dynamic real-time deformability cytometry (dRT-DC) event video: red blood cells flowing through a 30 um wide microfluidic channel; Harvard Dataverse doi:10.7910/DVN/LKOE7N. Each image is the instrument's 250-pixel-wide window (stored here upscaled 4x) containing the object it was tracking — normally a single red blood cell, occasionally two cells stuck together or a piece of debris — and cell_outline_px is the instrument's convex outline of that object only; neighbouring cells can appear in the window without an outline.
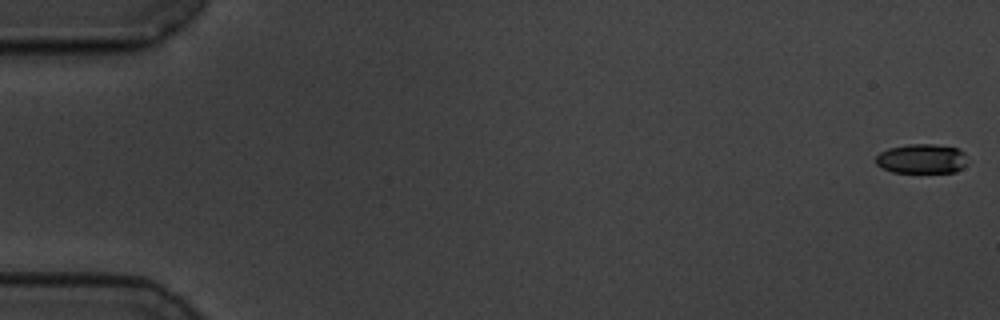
{"species": "common noctule bat (a hibernating species)", "species_latin": "Nyctalus noctula", "temperature_condition": "cold", "stored_images_in_passage": 58, "camera_frame_rate_fps": 3000, "um_per_image_px": 0.085, "animal": {"sex": "male", "body_mass_g": 19.5, "forearm_length_mm": 54.6}, "frame": {"image": 1, "passage_image": 1, "time_ms": 0.0, "image_size_px": [1000, 320], "cell_outline_px": [[964, 164], [956, 172], [892, 172], [876, 164], [876, 156], [880, 152], [888, 148], [908, 144], [936, 144], [956, 148], [964, 152]], "centroid_in_image_um": [78.3, 13.48], "position_along_channel_um": 6.7, "area_um2": 15.55}}
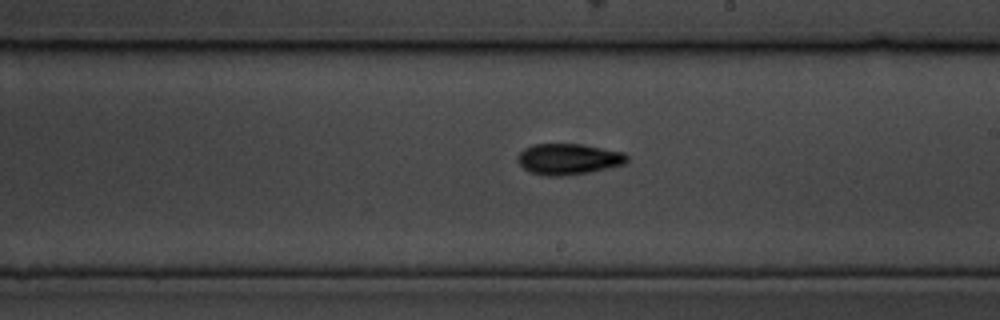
{"frame": {"image": 2, "passage_image": 34, "time_ms": 11.0, "image_size_px": [1000, 320], "cell_outline_px": [[628, 160], [624, 164], [588, 172], [564, 176], [544, 176], [528, 172], [516, 160], [516, 156], [524, 148], [532, 144], [580, 144], [624, 152], [628, 156]], "centroid_in_image_um": [48.27, 13.52], "position_along_channel_um": 240.7, "area_um2": 19.83}}
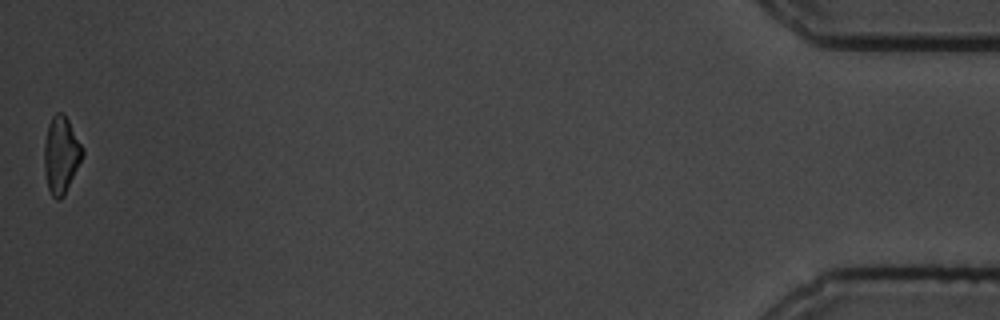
{"frame": {"image": 3, "passage_image": 58, "time_ms": 19.0, "image_size_px": [1000, 320], "cell_outline_px": [[84, 152], [64, 196], [60, 200], [56, 200], [52, 196], [48, 188], [44, 172], [44, 144], [48, 124], [52, 116], [56, 112], [60, 112], [68, 120], [84, 148]], "centroid_in_image_um": [5.17, 13.18], "position_along_channel_um": 430.0, "area_um2": 17.05}, "authors_computed_cell_mechanics": {"area_um2": 18.0336, "velocity_mm_per_s": 3.5075, "shape_relaxation_time_tau1_ms": 3.303, "shape_relaxation_time_tau2_ms": 8.0841, "deformation_change_tau1": 0.1148, "deformation_change_tau2": 0.1572}}